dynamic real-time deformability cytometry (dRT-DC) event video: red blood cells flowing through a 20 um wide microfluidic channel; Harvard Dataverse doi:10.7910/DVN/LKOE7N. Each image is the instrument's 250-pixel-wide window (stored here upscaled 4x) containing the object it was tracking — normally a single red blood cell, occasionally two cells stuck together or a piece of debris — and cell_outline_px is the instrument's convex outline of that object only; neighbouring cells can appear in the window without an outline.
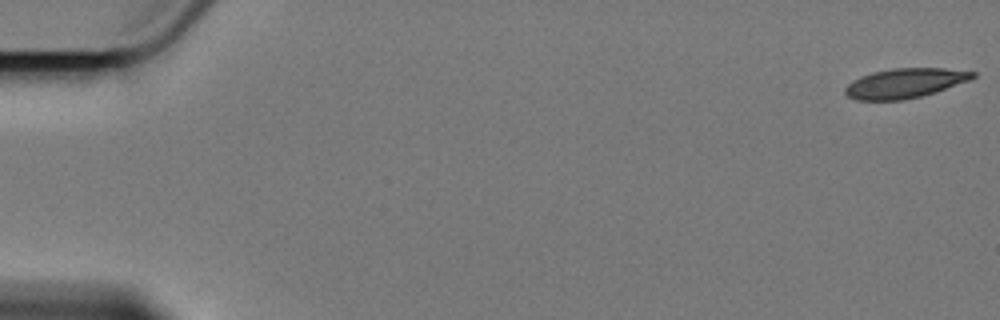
{"species": "Egyptian fruit bat (a non-hibernating species)", "species_latin": "Rousettus aegyptiacus", "temperature_condition": "cold", "stored_images_in_passage": 6, "camera_frame_rate_fps": 3000, "um_per_image_px": 0.085, "animal": {"sex": "female"}, "frame": {"image": 1, "passage_image": 1, "time_ms": 0.0, "image_size_px": [1000, 320], "cell_outline_px": [[976, 76], [972, 80], [936, 92], [904, 100], [856, 100], [848, 96], [844, 92], [844, 88], [852, 80], [860, 76], [872, 72], [892, 68], [944, 68], [976, 72]], "centroid_in_image_um": [76.93, 7.07], "position_along_channel_um": 8.1, "area_um2": 22.25}}
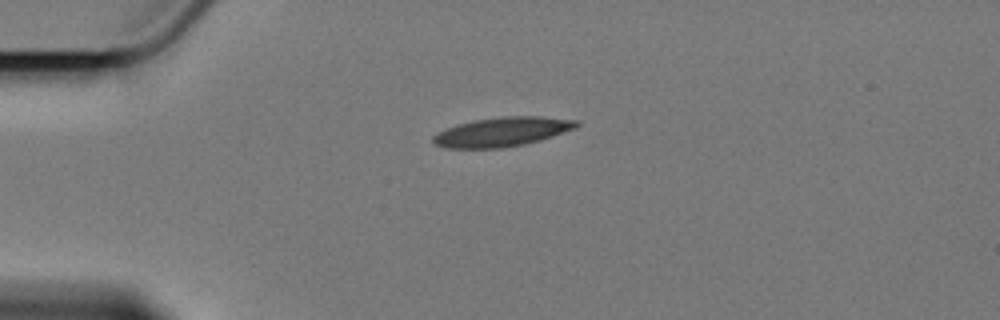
{"frame": {"image": 2, "passage_image": 5, "time_ms": 4.667, "image_size_px": [1000, 320], "cell_outline_px": [[580, 124], [576, 128], [540, 140], [524, 144], [500, 148], [448, 148], [436, 144], [432, 140], [432, 136], [436, 132], [472, 120], [504, 116], [540, 116], [580, 120]], "centroid_in_image_um": [42.71, 11.19], "position_along_channel_um": 42.3, "area_um2": 24.39}}